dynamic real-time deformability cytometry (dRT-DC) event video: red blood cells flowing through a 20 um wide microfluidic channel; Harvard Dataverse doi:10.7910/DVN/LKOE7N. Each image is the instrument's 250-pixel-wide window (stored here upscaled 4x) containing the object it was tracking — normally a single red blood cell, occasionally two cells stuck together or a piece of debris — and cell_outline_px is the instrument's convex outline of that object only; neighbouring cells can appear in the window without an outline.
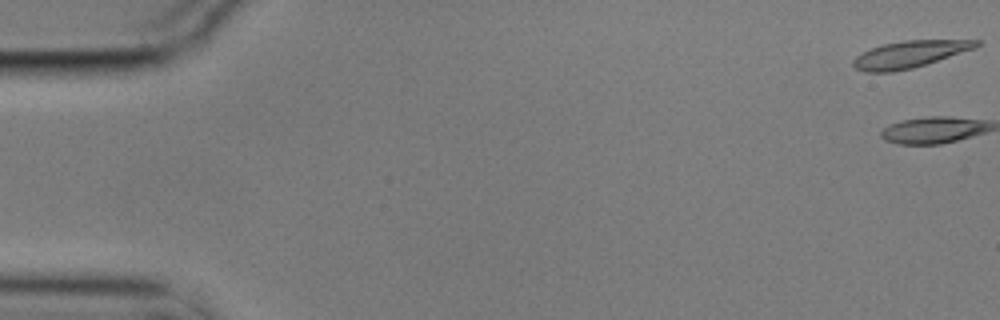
{"species": "common noctule bat (a hibernating species)", "species_latin": "Nyctalus noctula", "temperature_condition": "cold", "stored_images_in_passage": 2, "camera_frame_rate_fps": 3000, "um_per_image_px": 0.085, "animal": {"sex": "male", "body_mass_g": 17.9}, "frame": {"image": 1, "passage_image": 1, "time_ms": 0.0, "image_size_px": [1000, 320], "cell_outline_px": [[980, 44], [976, 48], [912, 68], [892, 72], [864, 72], [856, 68], [852, 64], [852, 60], [856, 56], [872, 48], [884, 44], [904, 40], [980, 40]], "centroid_in_image_um": [77.31, 4.61], "position_along_channel_um": 7.7, "area_um2": 19.07}}